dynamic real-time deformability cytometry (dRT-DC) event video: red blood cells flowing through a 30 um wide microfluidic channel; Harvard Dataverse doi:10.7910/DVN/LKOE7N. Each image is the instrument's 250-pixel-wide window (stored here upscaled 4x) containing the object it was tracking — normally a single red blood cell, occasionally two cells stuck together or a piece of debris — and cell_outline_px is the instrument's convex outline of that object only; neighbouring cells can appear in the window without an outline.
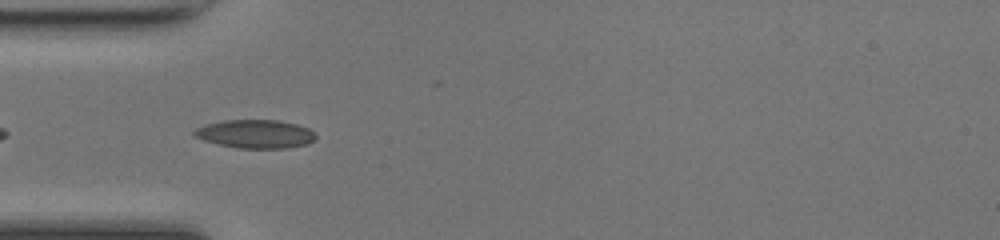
{"species": "common noctule bat (a hibernating species)", "species_latin": "Nyctalus noctula", "temperature_condition": "room temperature", "stored_images_in_passage": 36, "camera_frame_rate_fps": 3000, "um_per_image_px": 0.085, "animal": {"sex": "female", "body_mass_g": 17.0, "forearm_length_mm": 48.0}, "frame": {"image": 1, "passage_image": 3, "time_ms": 0.667, "image_size_px": [1000, 240], "cell_outline_px": [[316, 136], [308, 144], [288, 148], [240, 148], [220, 144], [204, 140], [192, 136], [192, 132], [196, 128], [208, 124], [224, 120], [276, 120], [296, 124], [308, 128]], "centroid_in_image_um": [21.69, 11.38], "position_along_channel_um": 63.3, "area_um2": 19.94}}
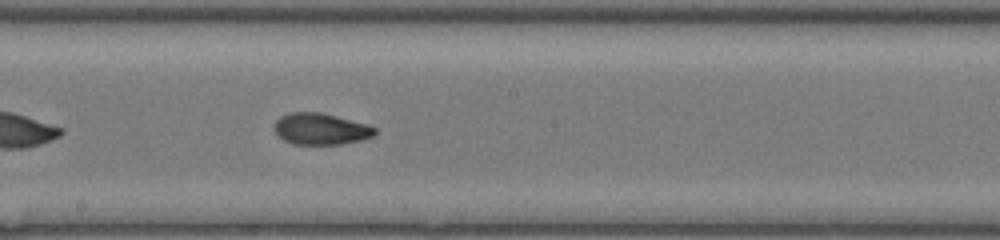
{"frame": {"image": 2, "passage_image": 14, "time_ms": 4.333, "image_size_px": [1000, 240], "cell_outline_px": [[376, 132], [372, 136], [360, 140], [340, 144], [292, 144], [284, 140], [276, 132], [276, 120], [280, 116], [288, 112], [320, 112], [368, 124], [376, 128]], "centroid_in_image_um": [27.27, 10.95], "position_along_channel_um": 220.9, "area_um2": 18.26}}
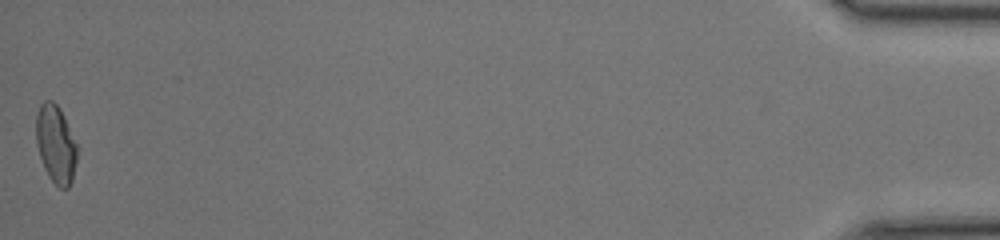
{"frame": {"image": 3, "passage_image": 36, "time_ms": 11.667, "image_size_px": [1000, 240], "cell_outline_px": [[76, 160], [72, 180], [68, 188], [60, 188], [48, 176], [44, 168], [36, 144], [36, 116], [40, 104], [44, 100], [52, 100], [60, 108], [76, 144]], "centroid_in_image_um": [4.72, 12.24], "position_along_channel_um": 430.5, "area_um2": 18.38}, "authors_computed_cell_mechanics": {"area_um2": 18.2937, "velocity_mm_per_s": 4.3086, "shape_relaxation_time_tau1_ms": 6.6367, "shape_relaxation_time_tau2_ms": 1.3177, "deformation_change_tau1": 0.1945, "deformation_change_tau2": 0.0645}}